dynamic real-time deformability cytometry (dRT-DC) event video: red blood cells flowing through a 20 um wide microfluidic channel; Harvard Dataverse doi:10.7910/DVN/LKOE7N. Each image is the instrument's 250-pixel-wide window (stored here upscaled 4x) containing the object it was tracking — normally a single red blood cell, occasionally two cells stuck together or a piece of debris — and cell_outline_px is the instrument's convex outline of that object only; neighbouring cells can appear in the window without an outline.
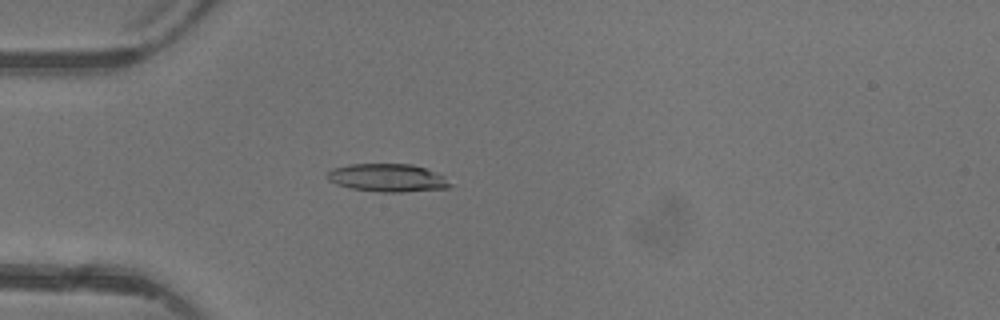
{"species": "common noctule bat (a hibernating species)", "species_latin": "Nyctalus noctula", "temperature_condition": "warm", "stored_images_in_passage": 4, "camera_frame_rate_fps": 3000, "um_per_image_px": 0.085, "animal": {"sex": "female"}, "frame": {"image": 1, "passage_image": 4, "time_ms": 3.667, "image_size_px": [1000, 320], "cell_outline_px": [[452, 184], [448, 188], [400, 192], [380, 192], [348, 188], [336, 184], [328, 180], [324, 176], [332, 168], [348, 164], [412, 164], [424, 168], [444, 176]], "centroid_in_image_um": [32.88, 15.11], "position_along_channel_um": 52.1, "area_um2": 20.11}}